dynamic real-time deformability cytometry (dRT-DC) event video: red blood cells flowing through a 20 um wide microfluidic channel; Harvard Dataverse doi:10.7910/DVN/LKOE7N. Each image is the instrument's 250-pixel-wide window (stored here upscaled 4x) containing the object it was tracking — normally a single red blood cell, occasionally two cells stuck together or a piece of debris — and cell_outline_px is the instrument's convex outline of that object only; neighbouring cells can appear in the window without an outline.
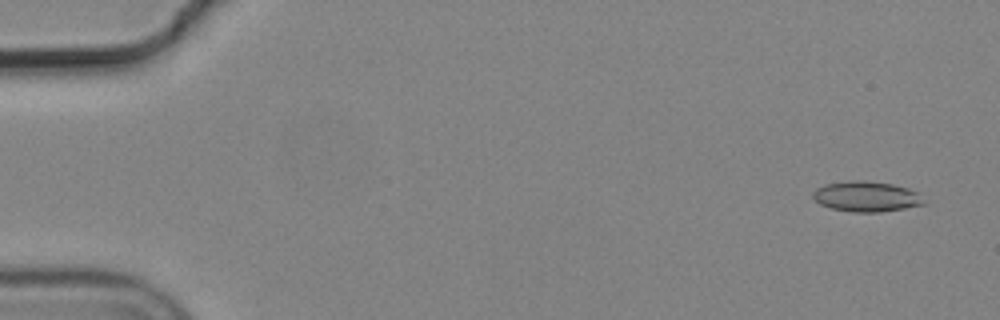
{"species": "common noctule bat (a hibernating species)", "species_latin": "Nyctalus noctula", "temperature_condition": "cold", "stored_images_in_passage": 56, "camera_frame_rate_fps": 3000, "um_per_image_px": 0.085, "animal": {"sex": "male", "body_mass_g": 19.2, "forearm_length_mm": 51.8}, "frame": {"image": 1, "passage_image": 3, "time_ms": 0.667, "image_size_px": [1000, 320], "cell_outline_px": [[928, 204], [880, 212], [852, 212], [832, 208], [820, 204], [812, 196], [812, 192], [816, 188], [824, 184], [856, 180], [864, 180], [892, 184], [908, 188], [920, 192]], "centroid_in_image_um": [73.69, 16.7], "position_along_channel_um": 11.3, "area_um2": 19.83}}
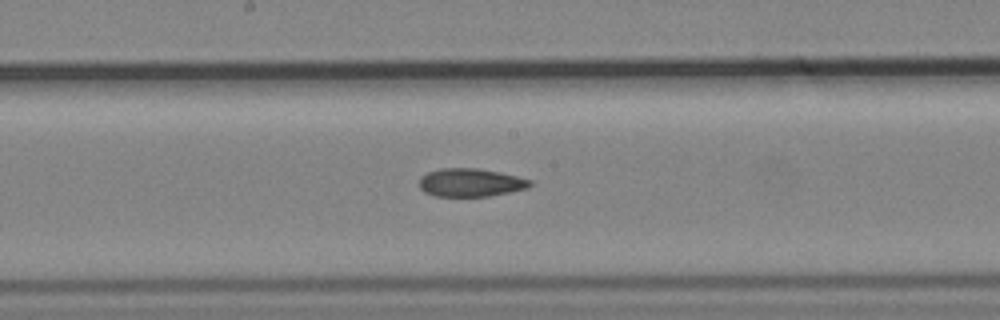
{"frame": {"image": 2, "passage_image": 30, "time_ms": 9.667, "image_size_px": [1000, 320], "cell_outline_px": [[532, 184], [528, 188], [488, 196], [436, 196], [424, 192], [420, 188], [420, 176], [428, 172], [440, 168], [476, 168], [500, 172], [532, 180]], "centroid_in_image_um": [39.99, 15.51], "position_along_channel_um": 208.2, "area_um2": 18.15}}
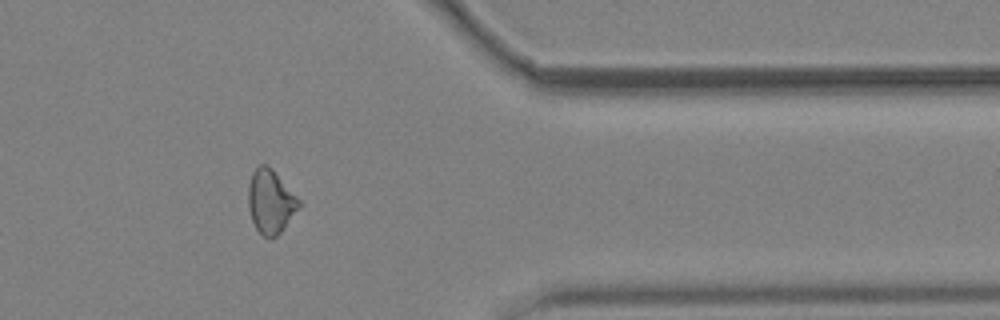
{"frame": {"image": 3, "passage_image": 46, "time_ms": 15.0, "image_size_px": [1000, 320], "cell_outline_px": [[300, 204], [284, 228], [276, 236], [264, 236], [256, 228], [252, 220], [248, 208], [248, 184], [252, 172], [260, 164], [268, 164], [272, 168], [300, 200]], "centroid_in_image_um": [22.97, 17.09], "position_along_channel_um": 388.4, "area_um2": 18.55}, "authors_computed_cell_mechanics": {"area_um2": 19.0451, "velocity_mm_per_s": 3.688, "shape_relaxation_time_tau1_ms": null, "shape_relaxation_time_tau2_ms": 7.6658, "deformation_change_tau1": null, "deformation_change_tau2": 0.1267}}